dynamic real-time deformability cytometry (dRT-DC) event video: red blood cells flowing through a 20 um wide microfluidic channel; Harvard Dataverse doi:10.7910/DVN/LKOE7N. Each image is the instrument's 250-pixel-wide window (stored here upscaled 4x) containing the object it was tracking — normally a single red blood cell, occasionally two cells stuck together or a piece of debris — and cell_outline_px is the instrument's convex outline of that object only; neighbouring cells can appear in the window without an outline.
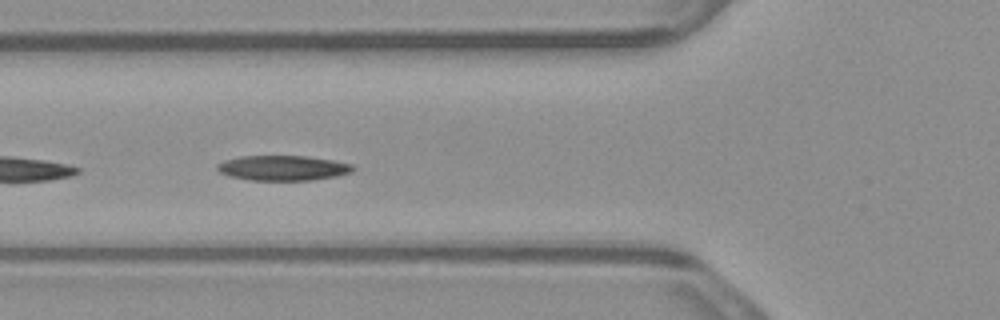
{"species": "common noctule bat (a hibernating species)", "species_latin": "Nyctalus noctula", "temperature_condition": "warm", "stored_images_in_passage": 52, "camera_frame_rate_fps": 3000, "um_per_image_px": 0.085, "animal": {"sex": "male", "body_mass_g": 23.1, "forearm_length_mm": 52.7}, "frame": {"image": 1, "passage_image": 19, "time_ms": 6.0, "image_size_px": [1000, 320], "cell_outline_px": [[356, 168], [352, 172], [336, 176], [312, 180], [248, 180], [228, 176], [220, 172], [216, 168], [216, 164], [224, 160], [240, 156], [308, 156], [332, 160], [352, 164]], "centroid_in_image_um": [24.03, 14.28], "position_along_channel_um": 101.8, "area_um2": 19.94}}
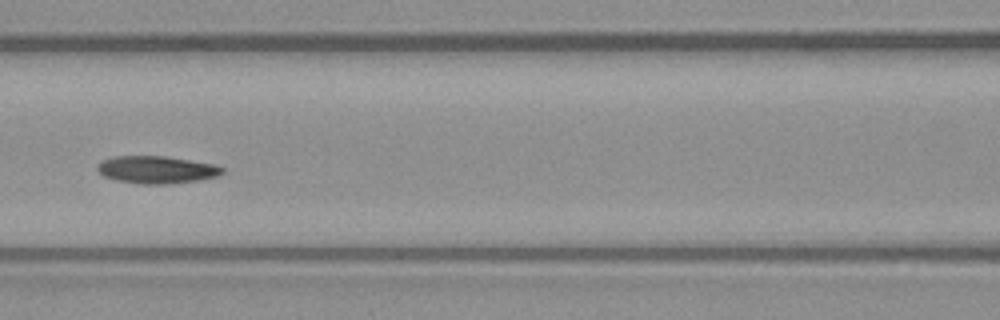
{"frame": {"image": 2, "passage_image": 23, "time_ms": 7.333, "image_size_px": [1000, 320], "cell_outline_px": [[224, 172], [216, 176], [200, 180], [164, 184], [140, 184], [116, 180], [104, 176], [96, 168], [96, 164], [100, 160], [112, 156], [164, 156], [216, 164], [224, 168]], "centroid_in_image_um": [13.28, 14.41], "position_along_channel_um": 153.3, "area_um2": 20.11}, "authors_computed_cell_mechanics": {"area_um2": 18.3515, "velocity_mm_per_s": 3.8377, "shape_relaxation_time_tau1_ms": 5.5257, "shape_relaxation_time_tau2_ms": null, "deformation_change_tau1": 0.1396, "deformation_change_tau2": null}}